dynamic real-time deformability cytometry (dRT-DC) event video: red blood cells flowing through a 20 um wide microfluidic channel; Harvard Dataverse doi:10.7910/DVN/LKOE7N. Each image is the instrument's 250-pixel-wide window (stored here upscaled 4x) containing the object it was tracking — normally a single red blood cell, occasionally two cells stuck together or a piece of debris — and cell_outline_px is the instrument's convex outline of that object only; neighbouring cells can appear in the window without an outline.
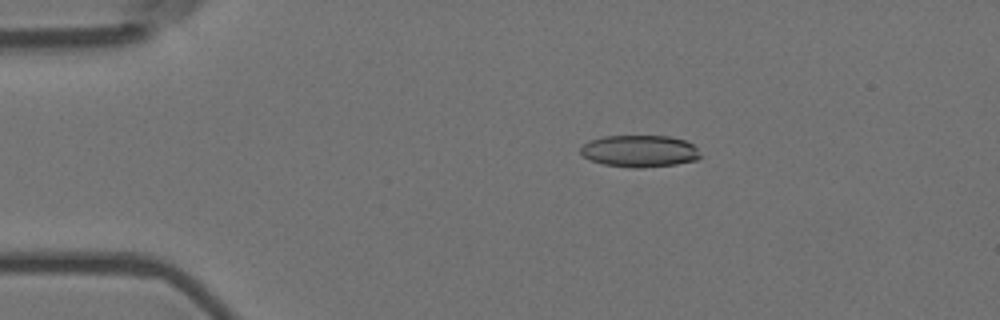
{"species": "Egyptian fruit bat (a non-hibernating species)", "species_latin": "Rousettus aegyptiacus", "temperature_condition": "room temperature", "stored_images_in_passage": 56, "camera_frame_rate_fps": 3000, "um_per_image_px": 0.085, "animal": {"sex": "female"}, "frame": {"image": 1, "passage_image": 10, "time_ms": 3.0, "image_size_px": [1000, 320], "cell_outline_px": [[700, 156], [696, 160], [676, 164], [640, 168], [632, 168], [604, 164], [592, 160], [584, 156], [580, 152], [580, 148], [588, 140], [604, 136], [668, 136], [684, 140], [692, 144], [696, 148]], "centroid_in_image_um": [54.34, 12.84], "position_along_channel_um": 30.7, "area_um2": 22.14}}
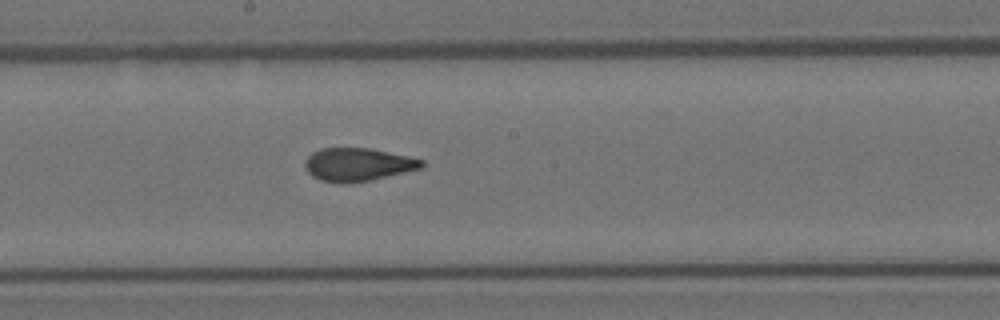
{"frame": {"image": 2, "passage_image": 30, "time_ms": 9.667, "image_size_px": [1000, 320], "cell_outline_px": [[424, 168], [368, 180], [348, 184], [340, 184], [320, 180], [312, 176], [304, 168], [304, 160], [312, 152], [320, 148], [372, 148], [424, 160]], "centroid_in_image_um": [30.38, 13.99], "position_along_channel_um": 217.8, "area_um2": 22.72}}
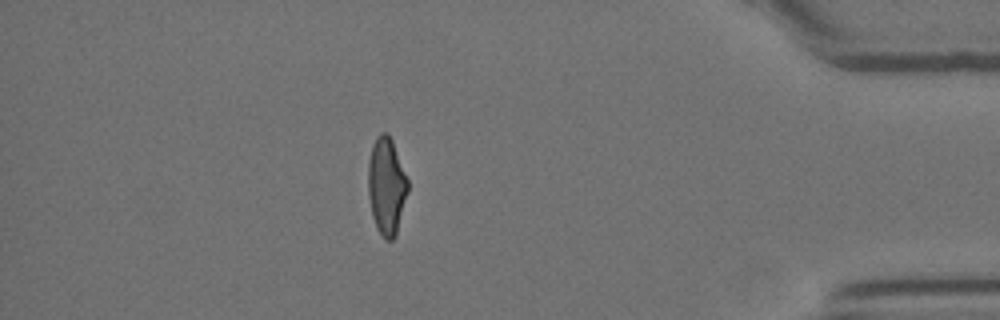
{"frame": {"image": 3, "passage_image": 49, "time_ms": 16.0, "image_size_px": [1000, 320], "cell_outline_px": [[408, 192], [396, 236], [392, 240], [384, 240], [376, 228], [372, 216], [368, 196], [368, 164], [372, 144], [376, 136], [380, 132], [388, 132], [392, 140], [408, 180]], "centroid_in_image_um": [32.84, 15.83], "position_along_channel_um": 402.4, "area_um2": 22.77}, "authors_computed_cell_mechanics": {"area_um2": 22.7443, "velocity_mm_per_s": 3.5912, "shape_relaxation_time_tau1_ms": null, "shape_relaxation_time_tau2_ms": 1.4642, "deformation_change_tau1": null, "deformation_change_tau2": 0.0953}}